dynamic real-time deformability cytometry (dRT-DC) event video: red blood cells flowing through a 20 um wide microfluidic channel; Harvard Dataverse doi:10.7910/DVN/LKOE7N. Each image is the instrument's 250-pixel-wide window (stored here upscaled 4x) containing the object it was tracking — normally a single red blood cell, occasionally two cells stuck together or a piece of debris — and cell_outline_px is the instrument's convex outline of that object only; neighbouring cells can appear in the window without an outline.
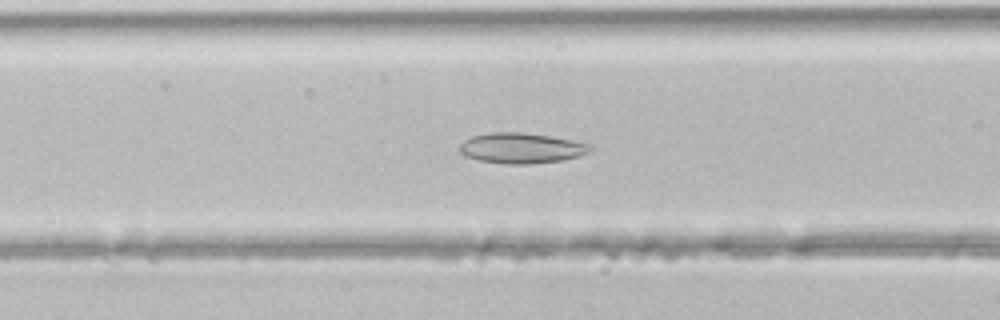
{"species": "common noctule bat (a hibernating species)", "species_latin": "Nyctalus noctula", "temperature_condition": "room temperature", "stored_images_in_passage": 44, "camera_frame_rate_fps": 3000, "um_per_image_px": 0.085, "animal": {"sex": "male", "body_mass_g": 21.5, "forearm_length_mm": 52.0}, "frame": {"image": 1, "passage_image": 15, "time_ms": 4.667, "image_size_px": [1000, 320], "cell_outline_px": [[592, 148], [588, 152], [576, 156], [560, 160], [528, 164], [504, 164], [480, 160], [464, 156], [460, 152], [460, 144], [464, 140], [472, 136], [492, 132], [520, 132], [552, 136], [592, 144]], "centroid_in_image_um": [44.29, 12.58], "position_along_channel_um": 122.3, "area_um2": 23.06}}
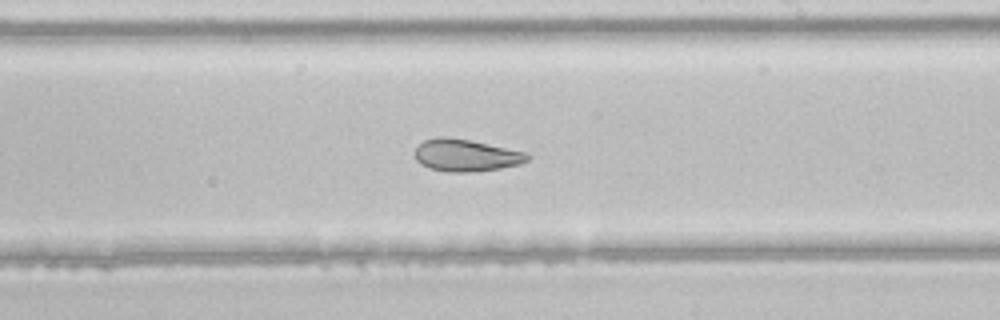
{"frame": {"image": 2, "passage_image": 24, "time_ms": 7.667, "image_size_px": [1000, 320], "cell_outline_px": [[532, 156], [528, 160], [520, 164], [500, 168], [472, 172], [448, 172], [428, 168], [420, 164], [416, 160], [416, 144], [424, 140], [440, 136], [444, 136], [468, 140], [524, 152]], "centroid_in_image_um": [39.56, 13.21], "position_along_channel_um": 249.4, "area_um2": 20.98}}
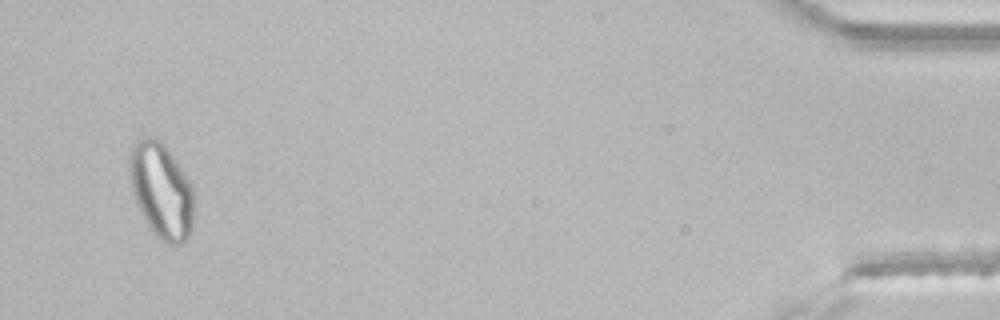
{"frame": {"image": 3, "passage_image": 42, "time_ms": 13.667, "image_size_px": [1000, 320], "cell_outline_px": [[192, 228], [184, 244], [164, 244], [156, 236], [140, 212], [132, 192], [128, 168], [128, 160], [132, 148], [136, 140], [140, 136], [144, 136], [160, 140], [164, 144], [176, 160], [192, 184]], "centroid_in_image_um": [13.69, 16.19], "position_along_channel_um": 421.5, "area_um2": 35.89}}